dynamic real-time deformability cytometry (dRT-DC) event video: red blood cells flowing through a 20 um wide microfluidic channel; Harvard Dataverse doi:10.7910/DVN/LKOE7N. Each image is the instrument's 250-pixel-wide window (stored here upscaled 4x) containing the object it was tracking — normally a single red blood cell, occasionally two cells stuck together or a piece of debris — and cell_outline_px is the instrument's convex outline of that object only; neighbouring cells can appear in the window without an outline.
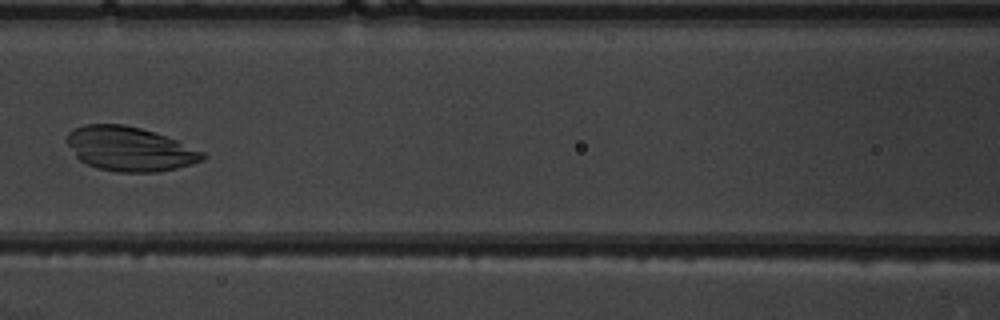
{"species": "common noctule bat (a hibernating species)", "species_latin": "Nyctalus noctula", "temperature_condition": "warm", "stored_images_in_passage": 7, "camera_frame_rate_fps": 3000, "um_per_image_px": 0.085, "animal": {"sex": "male", "body_mass_g": 19.5, "forearm_length_mm": 54.6}, "frame": {"image": 1, "passage_image": 7, "time_ms": 7.0, "image_size_px": [1000, 320], "cell_outline_px": [[208, 156], [204, 160], [192, 164], [176, 168], [156, 172], [116, 172], [96, 168], [80, 160], [76, 156], [64, 140], [68, 132], [84, 124], [124, 124], [140, 128], [176, 140], [204, 152]], "centroid_in_image_um": [11.01, 12.66], "position_along_channel_um": 155.6, "area_um2": 35.03}}